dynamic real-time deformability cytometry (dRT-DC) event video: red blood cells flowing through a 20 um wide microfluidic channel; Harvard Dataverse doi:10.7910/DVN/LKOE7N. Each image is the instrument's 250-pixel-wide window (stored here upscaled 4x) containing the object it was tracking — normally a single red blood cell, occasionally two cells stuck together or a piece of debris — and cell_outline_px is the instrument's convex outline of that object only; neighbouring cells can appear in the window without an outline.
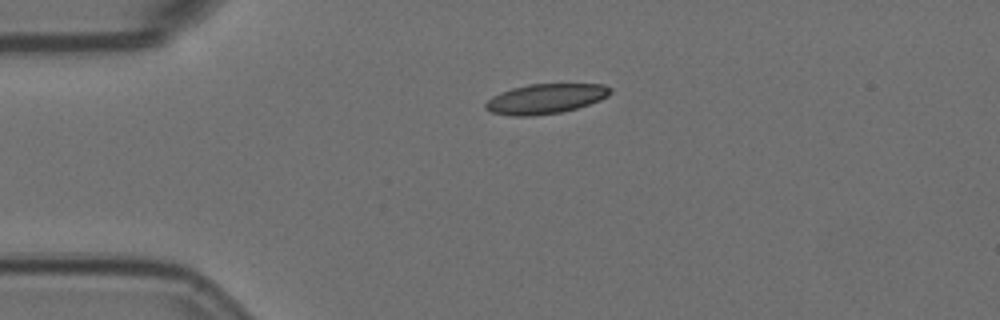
{"species": "Egyptian fruit bat (a non-hibernating species)", "species_latin": "Rousettus aegyptiacus", "temperature_condition": "room temperature", "stored_images_in_passage": 2, "camera_frame_rate_fps": 3000, "um_per_image_px": 0.085, "animal": {"sex": "female"}, "frame": {"image": 1, "passage_image": 1, "time_ms": 0.0, "image_size_px": [1000, 320], "cell_outline_px": [[612, 92], [608, 96], [600, 100], [576, 108], [560, 112], [532, 116], [512, 116], [492, 112], [484, 108], [484, 104], [492, 96], [500, 92], [512, 88], [528, 84], [604, 84], [612, 88]], "centroid_in_image_um": [46.36, 8.39], "position_along_channel_um": 38.6, "area_um2": 21.73}}